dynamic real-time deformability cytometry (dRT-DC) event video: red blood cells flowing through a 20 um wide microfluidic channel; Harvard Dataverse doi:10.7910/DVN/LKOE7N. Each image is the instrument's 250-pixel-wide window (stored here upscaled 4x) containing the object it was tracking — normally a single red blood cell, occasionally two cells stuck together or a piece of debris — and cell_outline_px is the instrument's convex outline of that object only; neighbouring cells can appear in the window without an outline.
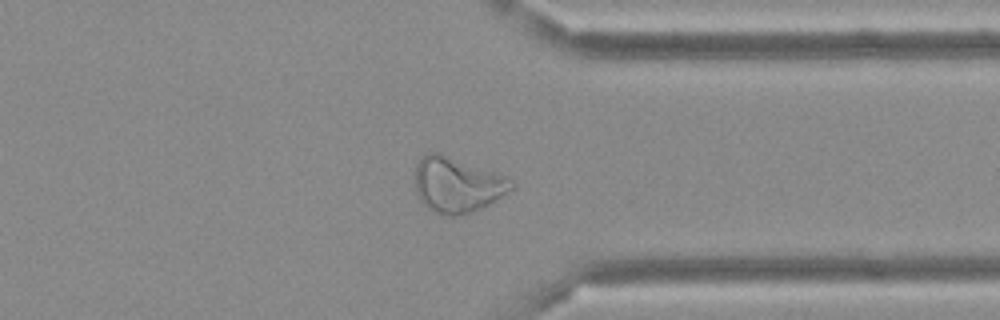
{"species": "Egyptian fruit bat (a non-hibernating species)", "species_latin": "Rousettus aegyptiacus", "temperature_condition": "cold", "stored_images_in_passage": 46, "camera_frame_rate_fps": 3000, "um_per_image_px": 0.085, "frame": {"image": 1, "passage_image": 35, "time_ms": 11.333, "image_size_px": [1000, 320], "cell_outline_px": [[512, 188], [488, 204], [472, 212], [456, 216], [444, 216], [432, 212], [416, 196], [416, 164], [420, 156], [428, 152], [440, 152], [496, 172], [504, 176], [512, 184]], "centroid_in_image_um": [38.78, 15.7], "position_along_channel_um": 372.6, "area_um2": 30.92}}
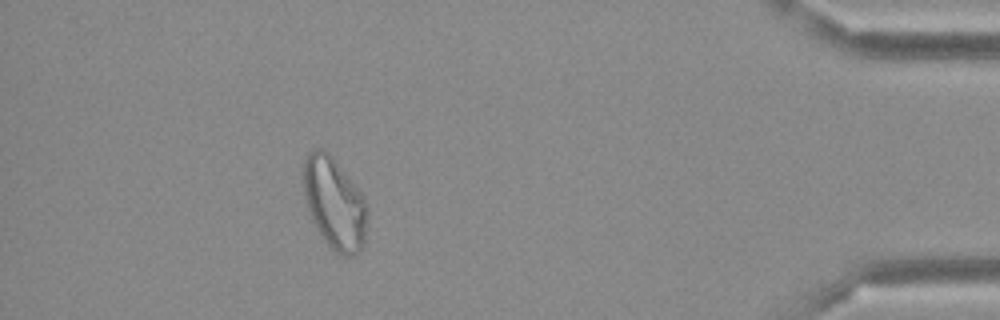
{"frame": {"image": 2, "passage_image": 41, "time_ms": 13.333, "image_size_px": [1000, 320], "cell_outline_px": [[368, 212], [364, 240], [360, 252], [352, 256], [340, 256], [324, 240], [316, 228], [312, 220], [304, 196], [300, 180], [300, 172], [304, 160], [308, 152], [312, 148], [324, 148], [332, 156], [364, 196], [368, 208]], "centroid_in_image_um": [28.39, 17.24], "position_along_channel_um": 406.8, "area_um2": 34.85}}